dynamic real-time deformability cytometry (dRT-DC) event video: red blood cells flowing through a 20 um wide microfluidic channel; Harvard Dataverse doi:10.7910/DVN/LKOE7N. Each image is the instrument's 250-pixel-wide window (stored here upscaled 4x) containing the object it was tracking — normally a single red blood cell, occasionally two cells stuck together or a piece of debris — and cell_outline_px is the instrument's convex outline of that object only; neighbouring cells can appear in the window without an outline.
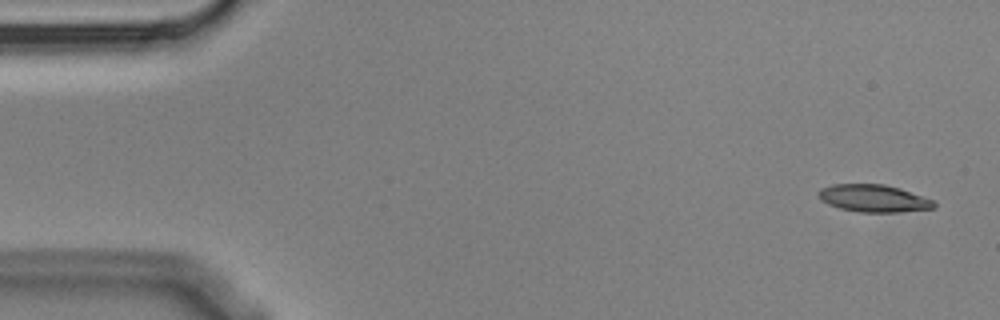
{"species": "Egyptian fruit bat (a non-hibernating species)", "species_latin": "Rousettus aegyptiacus", "temperature_condition": "cold", "stored_images_in_passage": 5, "camera_frame_rate_fps": 3000, "um_per_image_px": 0.085, "animal": {"sex": "male"}, "frame": {"image": 1, "passage_image": 1, "time_ms": 0.0, "image_size_px": [1000, 320], "cell_outline_px": [[936, 208], [900, 212], [860, 212], [840, 208], [828, 204], [820, 200], [816, 196], [816, 192], [820, 188], [832, 184], [884, 184], [900, 188], [936, 200]], "centroid_in_image_um": [74.26, 16.85], "position_along_channel_um": 10.7, "area_um2": 18.79}}